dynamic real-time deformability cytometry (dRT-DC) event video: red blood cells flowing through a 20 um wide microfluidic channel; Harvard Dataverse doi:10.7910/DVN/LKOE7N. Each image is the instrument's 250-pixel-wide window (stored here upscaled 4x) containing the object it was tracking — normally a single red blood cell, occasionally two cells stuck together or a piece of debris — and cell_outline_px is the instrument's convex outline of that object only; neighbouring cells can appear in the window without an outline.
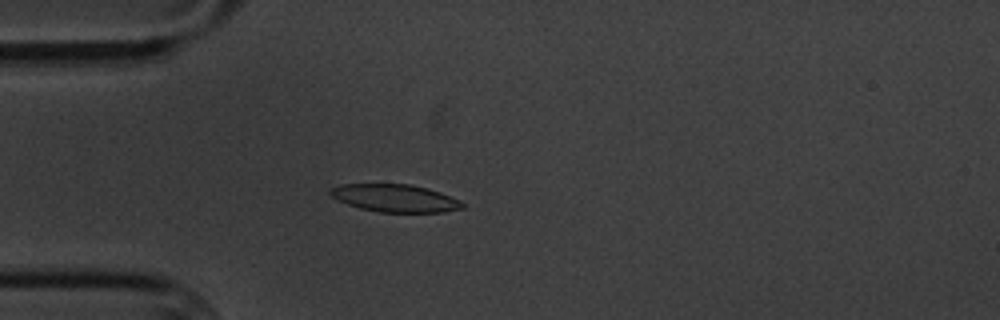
{"species": "common noctule bat (a hibernating species)", "species_latin": "Nyctalus noctula", "temperature_condition": "cold", "stored_images_in_passage": 5, "camera_frame_rate_fps": 3000, "um_per_image_px": 0.085, "animal": {"sex": "male", "body_mass_g": 20.1, "forearm_length_mm": 53.5}, "frame": {"image": 1, "passage_image": 5, "time_ms": 4.667, "image_size_px": [1000, 320], "cell_outline_px": [[464, 208], [444, 212], [376, 212], [360, 208], [348, 204], [332, 196], [328, 192], [332, 188], [340, 184], [408, 184], [428, 188], [440, 192], [460, 200], [464, 204]], "centroid_in_image_um": [33.6, 16.84], "position_along_channel_um": 51.4, "area_um2": 21.21}}